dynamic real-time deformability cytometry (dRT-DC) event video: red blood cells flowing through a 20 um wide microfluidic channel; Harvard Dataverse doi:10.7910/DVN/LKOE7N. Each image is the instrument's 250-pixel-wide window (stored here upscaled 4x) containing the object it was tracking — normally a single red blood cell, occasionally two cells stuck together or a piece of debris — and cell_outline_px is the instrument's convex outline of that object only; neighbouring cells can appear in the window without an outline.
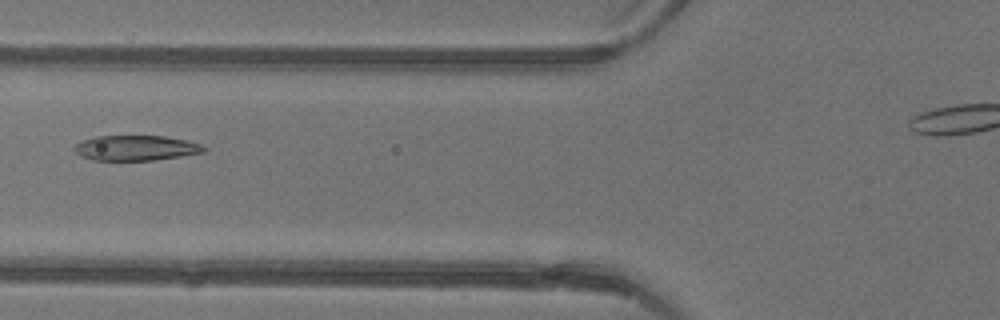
{"species": "common noctule bat (a hibernating species)", "species_latin": "Nyctalus noctula", "temperature_condition": "warm", "stored_images_in_passage": 4, "segment_of_instrument_passage": [1, 2], "camera_frame_rate_fps": 3000, "um_per_image_px": 0.085, "animal": {"sex": "female"}, "frame": {"image": 1, "passage_image": 3, "time_ms": 0.667, "image_size_px": [1000, 320], "cell_outline_px": [[208, 148], [204, 152], [180, 156], [152, 160], [92, 160], [80, 156], [72, 148], [80, 140], [96, 136], [164, 136], [188, 140], [200, 144]], "centroid_in_image_um": [11.52, 12.57], "position_along_channel_um": 114.3, "area_um2": 19.07}}